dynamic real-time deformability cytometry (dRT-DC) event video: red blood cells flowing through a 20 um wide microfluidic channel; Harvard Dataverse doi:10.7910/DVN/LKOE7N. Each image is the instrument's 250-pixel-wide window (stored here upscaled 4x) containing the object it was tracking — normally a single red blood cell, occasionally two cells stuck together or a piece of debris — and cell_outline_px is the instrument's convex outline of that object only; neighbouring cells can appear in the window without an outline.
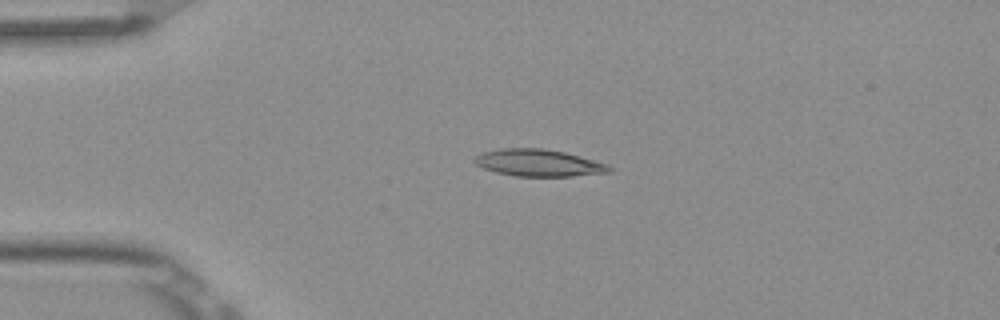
{"species": "Egyptian fruit bat (a non-hibernating species)", "species_latin": "Rousettus aegyptiacus", "temperature_condition": "room temperature", "stored_images_in_passage": 2, "camera_frame_rate_fps": 3000, "um_per_image_px": 0.085, "frame": {"image": 1, "passage_image": 2, "time_ms": 0.333, "image_size_px": [1000, 320], "cell_outline_px": [[616, 168], [612, 172], [572, 176], [516, 176], [496, 172], [484, 168], [476, 164], [472, 160], [476, 156], [484, 152], [500, 148], [544, 148], [564, 152], [608, 164]], "centroid_in_image_um": [45.82, 13.84], "position_along_channel_um": 39.2, "area_um2": 21.21}}